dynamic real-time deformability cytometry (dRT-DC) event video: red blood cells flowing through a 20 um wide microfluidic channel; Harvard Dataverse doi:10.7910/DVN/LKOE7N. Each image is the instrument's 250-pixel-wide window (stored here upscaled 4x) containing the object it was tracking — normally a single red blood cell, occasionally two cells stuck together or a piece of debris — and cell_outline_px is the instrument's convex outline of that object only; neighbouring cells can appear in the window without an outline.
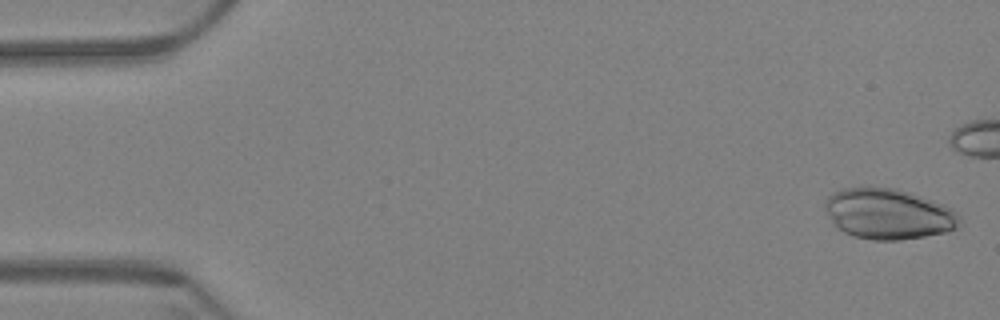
{"species": "Egyptian fruit bat (a non-hibernating species)", "species_latin": "Rousettus aegyptiacus", "temperature_condition": "warm", "stored_images_in_passage": 50, "camera_frame_rate_fps": 3000, "um_per_image_px": 0.085, "animal": {"sex": "female"}, "frame": {"image": 1, "passage_image": 2, "time_ms": 0.333, "image_size_px": [1000, 320], "cell_outline_px": [[960, 220], [956, 228], [944, 232], [924, 236], [900, 240], [872, 240], [852, 236], [836, 228], [832, 224], [824, 208], [824, 204], [828, 196], [832, 192], [844, 188], [896, 188], [912, 192], [944, 204], [952, 208], [960, 216]], "centroid_in_image_um": [75.49, 18.18], "position_along_channel_um": 9.5, "area_um2": 39.88}}
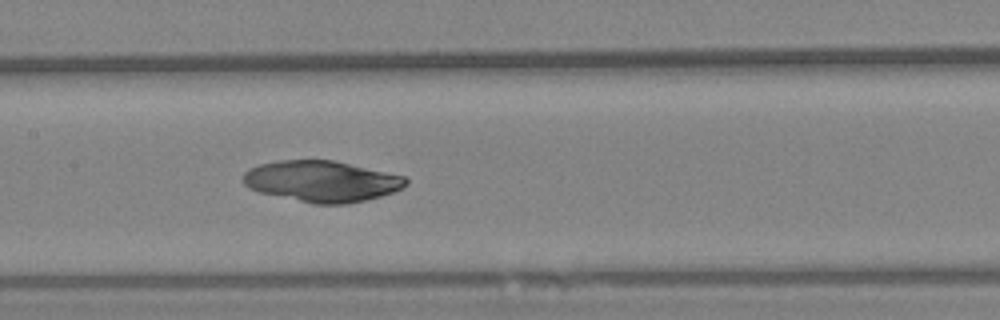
{"frame": {"image": 2, "passage_image": 30, "time_ms": 9.667, "image_size_px": [1000, 320], "cell_outline_px": [[408, 184], [404, 188], [380, 196], [348, 204], [312, 204], [260, 192], [248, 188], [244, 184], [244, 172], [248, 168], [260, 164], [280, 160], [332, 160], [404, 176], [408, 180]], "centroid_in_image_um": [27.34, 15.41], "position_along_channel_um": 180.1, "area_um2": 38.84}}
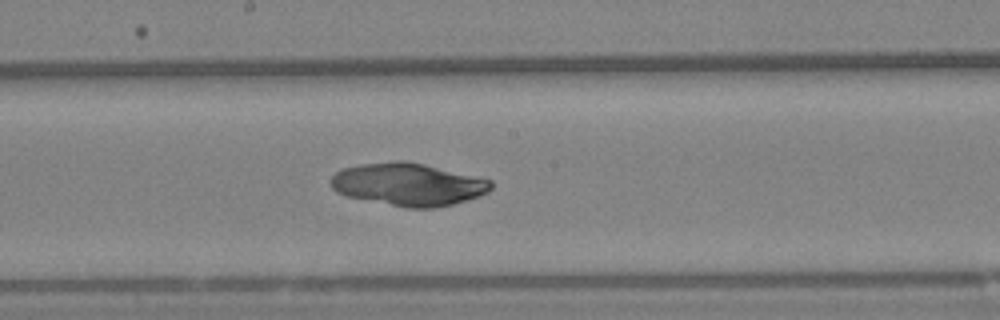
{"frame": {"image": 3, "passage_image": 33, "time_ms": 10.667, "image_size_px": [1000, 320], "cell_outline_px": [[492, 188], [488, 192], [480, 196], [468, 200], [436, 208], [404, 208], [348, 196], [336, 192], [332, 188], [332, 176], [336, 172], [344, 168], [360, 164], [392, 160], [404, 160], [424, 164], [492, 180]], "centroid_in_image_um": [34.72, 15.67], "position_along_channel_um": 213.5, "area_um2": 39.88}}